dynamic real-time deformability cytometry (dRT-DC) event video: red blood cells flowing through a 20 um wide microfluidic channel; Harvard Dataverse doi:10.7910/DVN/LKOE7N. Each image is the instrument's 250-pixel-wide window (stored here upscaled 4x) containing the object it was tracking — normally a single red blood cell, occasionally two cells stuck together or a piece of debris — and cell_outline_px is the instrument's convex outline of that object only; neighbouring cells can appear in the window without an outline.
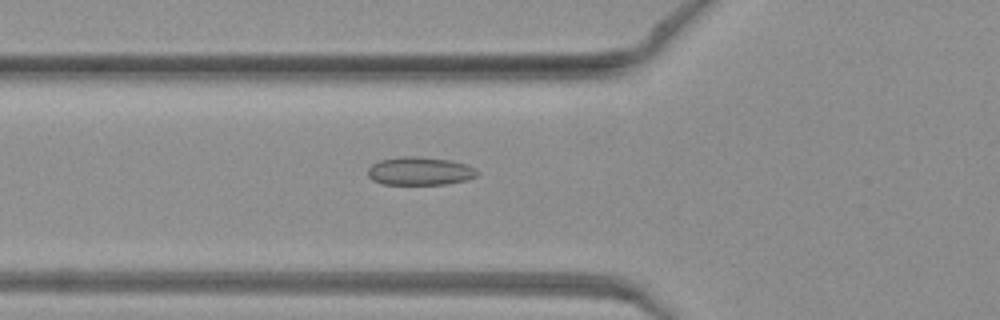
{"species": "common noctule bat (a hibernating species)", "species_latin": "Nyctalus noctula", "temperature_condition": "warm", "stored_images_in_passage": 50, "camera_frame_rate_fps": 3000, "um_per_image_px": 0.085, "animal": {"sex": "female", "body_mass_g": 19.3, "forearm_length_mm": 54.1}, "frame": {"image": 1, "passage_image": 18, "time_ms": 5.667, "image_size_px": [1000, 320], "cell_outline_px": [[480, 172], [476, 176], [468, 180], [448, 184], [380, 184], [372, 180], [368, 176], [368, 168], [372, 164], [380, 160], [400, 156], [416, 156], [448, 160], [464, 164], [476, 168]], "centroid_in_image_um": [35.68, 14.55], "position_along_channel_um": 90.1, "area_um2": 18.09}}
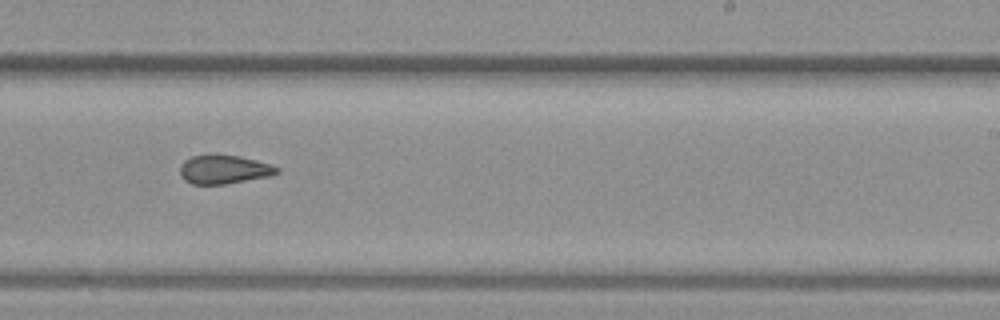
{"frame": {"image": 2, "passage_image": 31, "time_ms": 10.0, "image_size_px": [1000, 320], "cell_outline_px": [[280, 172], [268, 176], [224, 184], [192, 184], [184, 180], [180, 176], [180, 164], [184, 160], [192, 156], [212, 152], [216, 152], [240, 156], [256, 160], [280, 168]], "centroid_in_image_um": [18.97, 14.36], "position_along_channel_um": 270.0, "area_um2": 16.65}}
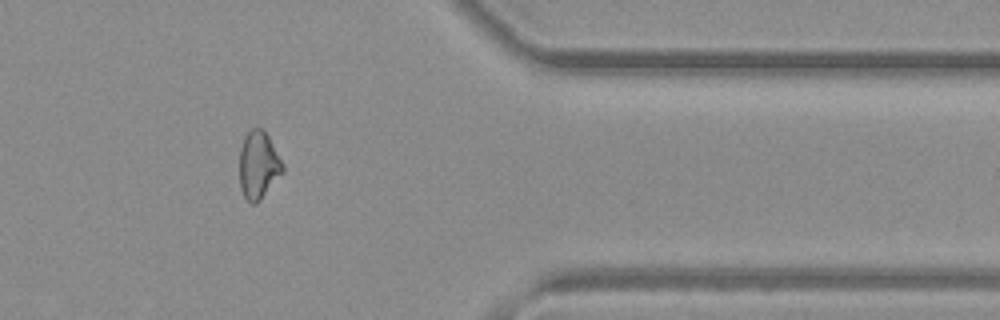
{"frame": {"image": 3, "passage_image": 41, "time_ms": 13.333, "image_size_px": [1000, 320], "cell_outline_px": [[284, 172], [260, 200], [256, 204], [252, 204], [244, 196], [240, 188], [240, 148], [244, 136], [252, 128], [260, 128], [268, 136], [284, 164]], "centroid_in_image_um": [21.97, 14.05], "position_along_channel_um": 389.4, "area_um2": 16.99}}